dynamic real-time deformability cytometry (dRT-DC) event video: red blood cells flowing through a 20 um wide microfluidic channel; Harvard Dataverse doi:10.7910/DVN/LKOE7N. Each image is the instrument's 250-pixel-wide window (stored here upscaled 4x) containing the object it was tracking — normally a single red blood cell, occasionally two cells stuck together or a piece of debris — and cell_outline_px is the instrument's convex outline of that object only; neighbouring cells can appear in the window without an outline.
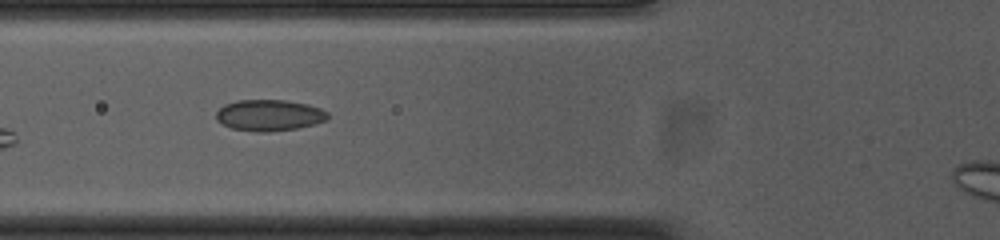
{"species": "common noctule bat (a hibernating species)", "species_latin": "Nyctalus noctula", "temperature_condition": "cold", "stored_images_in_passage": 34, "camera_frame_rate_fps": 3000, "um_per_image_px": 0.085, "animal": {"sex": "female", "body_mass_g": 23.0, "forearm_length_mm": 53.4}, "frame": {"image": 1, "passage_image": 6, "time_ms": 1.667, "image_size_px": [1000, 240], "cell_outline_px": [[328, 120], [316, 124], [296, 128], [268, 132], [256, 132], [232, 128], [216, 120], [216, 112], [224, 104], [236, 100], [284, 100], [308, 104], [320, 108], [328, 112]], "centroid_in_image_um": [22.9, 9.79], "position_along_channel_um": 102.9, "area_um2": 20.4}}
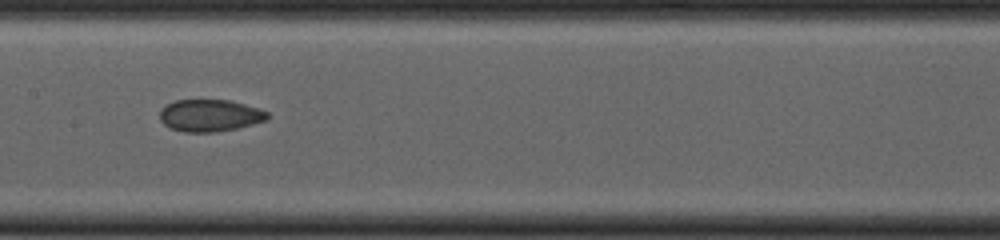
{"frame": {"image": 2, "passage_image": 13, "time_ms": 4.0, "image_size_px": [1000, 240], "cell_outline_px": [[268, 120], [236, 128], [216, 132], [184, 132], [172, 128], [164, 124], [160, 120], [160, 112], [168, 104], [176, 100], [228, 100], [244, 104], [268, 112]], "centroid_in_image_um": [17.85, 9.82], "position_along_channel_um": 189.6, "area_um2": 19.83}}
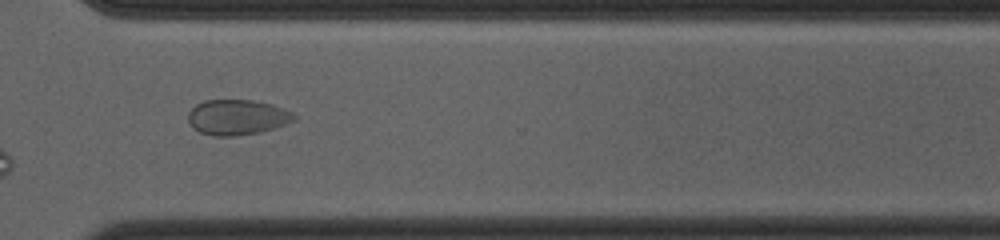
{"frame": {"image": 3, "passage_image": 26, "time_ms": 8.333, "image_size_px": [1000, 240], "cell_outline_px": [[296, 120], [260, 132], [236, 136], [212, 136], [200, 132], [192, 128], [188, 120], [188, 112], [196, 104], [204, 100], [252, 100], [272, 104], [284, 108], [292, 112], [296, 116]], "centroid_in_image_um": [20.14, 9.96], "position_along_channel_um": 350.5, "area_um2": 21.91}}